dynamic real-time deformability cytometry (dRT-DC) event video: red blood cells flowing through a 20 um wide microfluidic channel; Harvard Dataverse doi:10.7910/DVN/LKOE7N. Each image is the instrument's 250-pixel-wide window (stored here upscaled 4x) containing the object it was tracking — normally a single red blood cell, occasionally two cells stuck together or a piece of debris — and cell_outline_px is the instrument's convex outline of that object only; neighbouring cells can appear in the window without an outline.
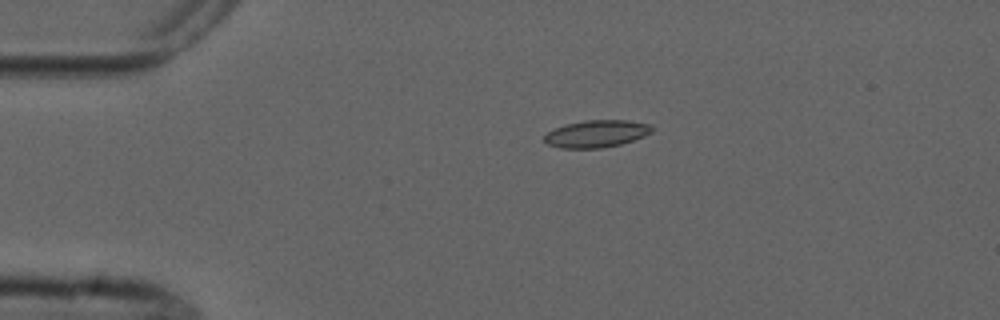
{"species": "common noctule bat (a hibernating species)", "species_latin": "Nyctalus noctula", "temperature_condition": "cold", "stored_images_in_passage": 8, "camera_frame_rate_fps": 3000, "um_per_image_px": 0.085, "animal": {"sex": "male", "forearm_length_mm": 52.5}, "frame": {"image": 1, "passage_image": 4, "time_ms": 3.667, "image_size_px": [1000, 320], "cell_outline_px": [[652, 132], [644, 136], [620, 144], [600, 148], [560, 148], [548, 144], [544, 140], [544, 136], [548, 132], [556, 128], [568, 124], [588, 120], [628, 120], [648, 124], [652, 128]], "centroid_in_image_um": [50.7, 11.37], "position_along_channel_um": 34.3, "area_um2": 16.76}}
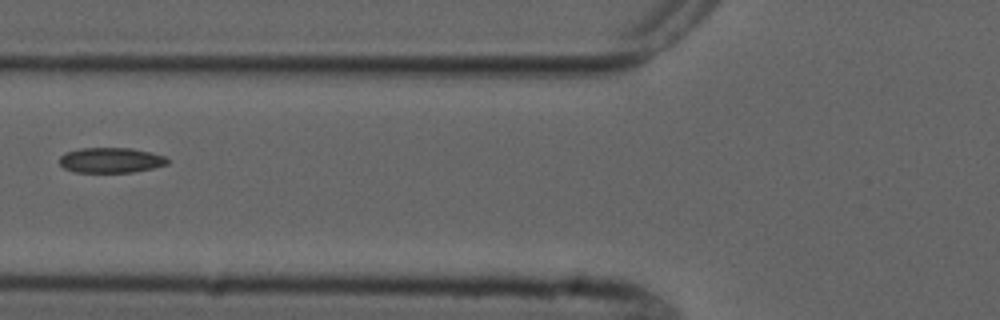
{"frame": {"image": 2, "passage_image": 7, "time_ms": 7.0, "image_size_px": [1000, 320], "cell_outline_px": [[168, 164], [152, 168], [132, 172], [76, 172], [64, 168], [60, 164], [60, 156], [64, 152], [80, 148], [132, 148], [152, 152], [164, 156], [168, 160]], "centroid_in_image_um": [9.41, 13.61], "position_along_channel_um": 116.4, "area_um2": 15.9}}
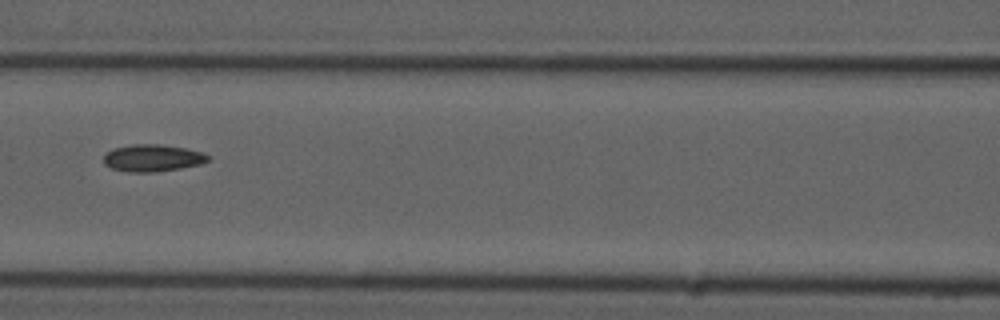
{"frame": {"image": 3, "passage_image": 8, "time_ms": 8.0, "image_size_px": [1000, 320], "cell_outline_px": [[208, 160], [200, 164], [180, 168], [156, 172], [128, 172], [112, 168], [104, 164], [104, 156], [112, 148], [132, 144], [160, 144], [184, 148], [200, 152], [208, 156]], "centroid_in_image_um": [12.92, 13.43], "position_along_channel_um": 153.7, "area_um2": 16.3}}